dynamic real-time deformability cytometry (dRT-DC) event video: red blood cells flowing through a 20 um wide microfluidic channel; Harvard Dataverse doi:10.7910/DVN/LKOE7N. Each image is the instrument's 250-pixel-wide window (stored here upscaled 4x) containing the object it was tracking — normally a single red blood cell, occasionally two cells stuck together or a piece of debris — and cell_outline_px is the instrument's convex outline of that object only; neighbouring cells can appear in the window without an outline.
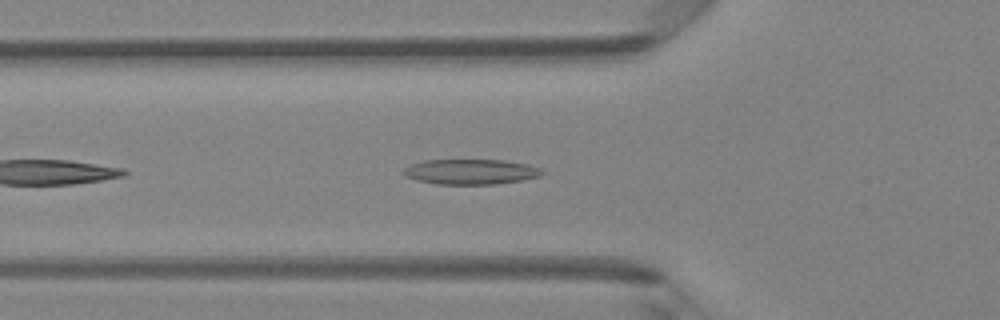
{"species": "Egyptian fruit bat (a non-hibernating species)", "species_latin": "Rousettus aegyptiacus", "temperature_condition": "room temperature", "stored_images_in_passage": 36, "camera_frame_rate_fps": 3000, "um_per_image_px": 0.085, "animal": {"sex": "female"}, "frame": {"image": 1, "passage_image": 4, "time_ms": 1.0, "image_size_px": [1000, 320], "cell_outline_px": [[544, 172], [540, 176], [524, 180], [496, 184], [436, 184], [416, 180], [400, 172], [404, 168], [412, 164], [424, 160], [504, 160], [528, 164], [540, 168]], "centroid_in_image_um": [40.03, 14.6], "position_along_channel_um": 85.8, "area_um2": 20.4}}
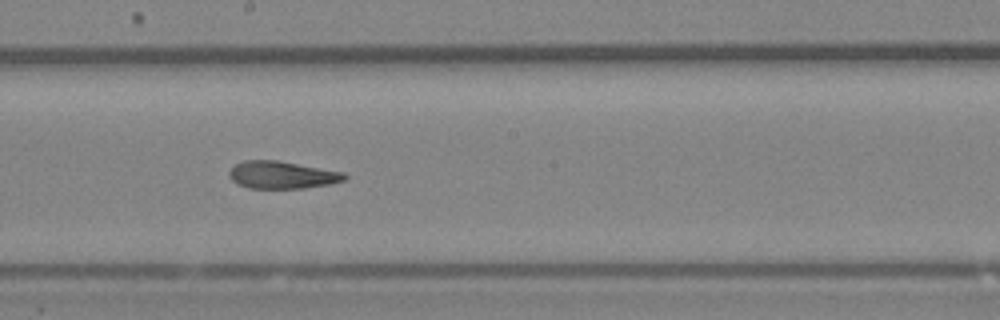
{"frame": {"image": 2, "passage_image": 14, "time_ms": 4.333, "image_size_px": [1000, 320], "cell_outline_px": [[348, 176], [344, 180], [328, 184], [304, 188], [248, 188], [236, 184], [228, 176], [228, 172], [236, 164], [244, 160], [276, 160], [344, 172]], "centroid_in_image_um": [23.94, 14.87], "position_along_channel_um": 224.3, "area_um2": 18.38}}
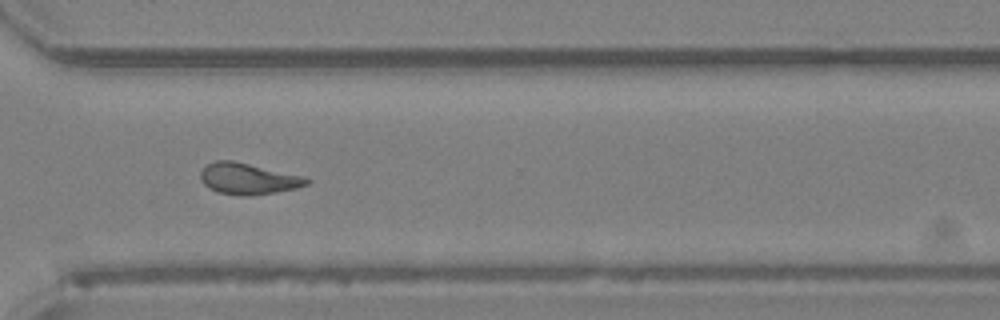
{"frame": {"image": 3, "passage_image": 23, "time_ms": 7.333, "image_size_px": [1000, 320], "cell_outline_px": [[312, 180], [308, 184], [296, 188], [272, 192], [244, 196], [216, 192], [208, 188], [200, 180], [200, 172], [208, 164], [216, 160], [232, 160], [304, 176]], "centroid_in_image_um": [21.07, 15.18], "position_along_channel_um": 349.5, "area_um2": 19.19}, "authors_computed_cell_mechanics": {"area_um2": 19.074, "velocity_mm_per_s": 4.1656, "shape_relaxation_time_tau1_ms": 10.8016, "shape_relaxation_time_tau2_ms": 4.0261, "deformation_change_tau1": 0.2996, "deformation_change_tau2": 0.1476}}